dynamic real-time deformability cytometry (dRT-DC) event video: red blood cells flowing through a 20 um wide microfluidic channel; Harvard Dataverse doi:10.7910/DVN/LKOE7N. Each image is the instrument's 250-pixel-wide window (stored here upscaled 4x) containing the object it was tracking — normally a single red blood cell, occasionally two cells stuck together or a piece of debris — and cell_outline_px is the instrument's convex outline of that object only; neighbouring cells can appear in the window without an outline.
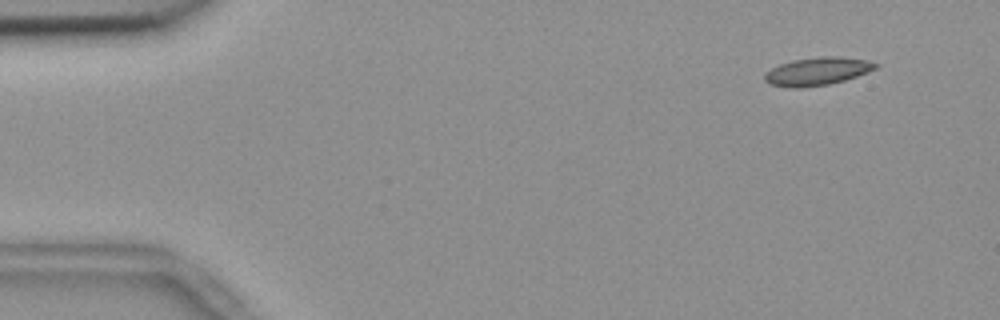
{"species": "common noctule bat (a hibernating species)", "species_latin": "Nyctalus noctula", "temperature_condition": "room temperature", "stored_images_in_passage": 52, "camera_frame_rate_fps": 3000, "um_per_image_px": 0.085, "animal": {"sex": "female", "body_mass_g": 18.4}, "frame": {"image": 1, "passage_image": 1, "time_ms": 0.0, "image_size_px": [1000, 320], "cell_outline_px": [[880, 64], [876, 68], [868, 72], [844, 80], [828, 84], [800, 88], [792, 88], [768, 84], [764, 80], [764, 76], [772, 68], [780, 64], [792, 60], [820, 56], [840, 56], [868, 60]], "centroid_in_image_um": [69.48, 6.05], "position_along_channel_um": 15.5, "area_um2": 18.09}}
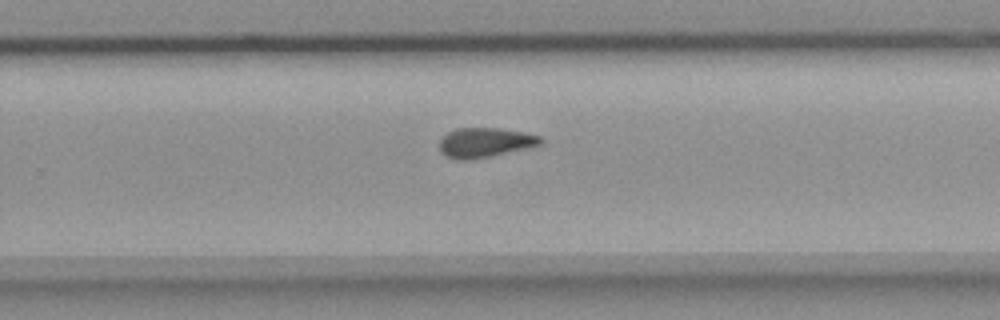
{"frame": {"image": 2, "passage_image": 32, "time_ms": 10.333, "image_size_px": [1000, 320], "cell_outline_px": [[544, 144], [532, 148], [472, 160], [456, 160], [444, 156], [440, 152], [440, 136], [456, 128], [496, 128], [524, 132], [540, 136], [544, 140]], "centroid_in_image_um": [41.24, 12.13], "position_along_channel_um": 288.6, "area_um2": 18.03}}
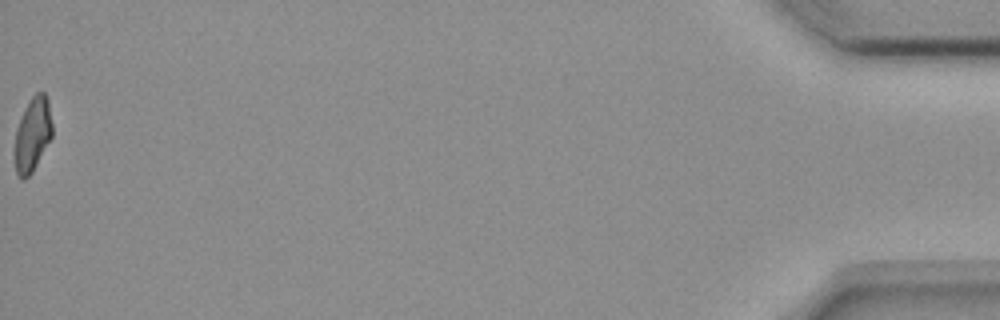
{"frame": {"image": 3, "passage_image": 52, "time_ms": 17.0, "image_size_px": [1000, 320], "cell_outline_px": [[52, 136], [32, 172], [24, 180], [16, 172], [12, 156], [12, 148], [16, 128], [32, 96], [36, 92], [44, 92], [48, 100], [52, 124]], "centroid_in_image_um": [2.73, 11.47], "position_along_channel_um": 432.5, "area_um2": 16.36}, "authors_computed_cell_mechanics": {"area_um2": 17.5712, "velocity_mm_per_s": 3.6677, "shape_relaxation_time_tau1_ms": null, "shape_relaxation_time_tau2_ms": 6.2957, "deformation_change_tau1": null, "deformation_change_tau2": 0.1274}}